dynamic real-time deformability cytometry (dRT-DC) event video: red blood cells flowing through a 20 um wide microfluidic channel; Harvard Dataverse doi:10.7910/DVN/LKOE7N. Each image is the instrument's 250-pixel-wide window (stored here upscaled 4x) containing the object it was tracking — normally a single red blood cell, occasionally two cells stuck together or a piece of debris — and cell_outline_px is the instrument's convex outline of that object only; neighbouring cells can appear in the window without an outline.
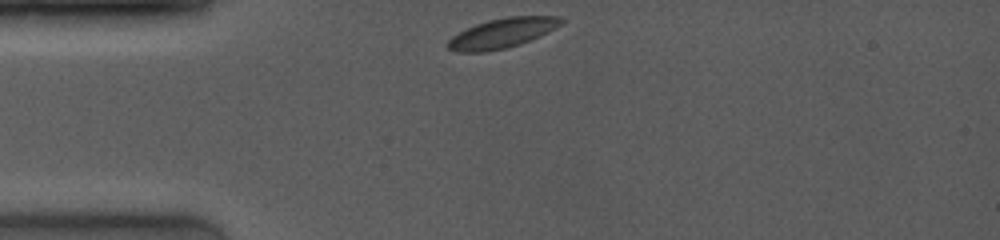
{"species": "common noctule bat (a hibernating species)", "species_latin": "Nyctalus noctula", "temperature_condition": "room temperature", "stored_images_in_passage": 40, "camera_frame_rate_fps": 4000, "um_per_image_px": 0.085, "animal": {"sex": "female", "body_mass_g": 19.0, "forearm_length_mm": 53.3}, "frame": {"image": 1, "passage_image": 1, "time_ms": 0.0, "image_size_px": [1000, 240], "cell_outline_px": [[564, 20], [560, 24], [548, 32], [540, 36], [520, 44], [508, 48], [484, 52], [456, 52], [448, 48], [444, 44], [452, 36], [476, 24], [488, 20], [508, 16], [564, 16]], "centroid_in_image_um": [42.68, 2.82], "position_along_channel_um": 42.3, "area_um2": 19.71}}
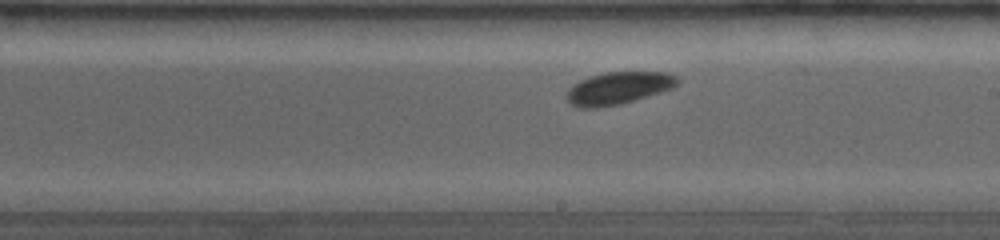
{"frame": {"image": 2, "passage_image": 22, "time_ms": 5.5, "image_size_px": [1000, 240], "cell_outline_px": [[680, 80], [672, 88], [636, 100], [620, 104], [596, 108], [580, 108], [572, 104], [568, 100], [568, 88], [572, 84], [588, 76], [604, 72], [668, 72], [676, 76]], "centroid_in_image_um": [52.56, 7.48], "position_along_channel_um": 236.4, "area_um2": 20.92}}
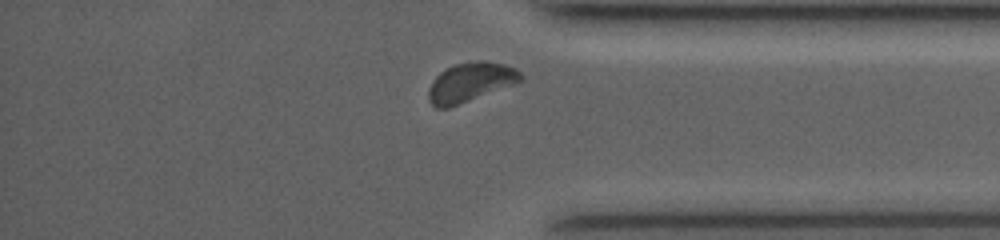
{"frame": {"image": 3, "passage_image": 37, "time_ms": 9.5, "image_size_px": [1000, 240], "cell_outline_px": [[524, 80], [448, 108], [436, 108], [428, 100], [428, 88], [432, 80], [440, 72], [456, 64], [476, 60], [484, 60], [504, 64], [516, 68], [524, 76]], "centroid_in_image_um": [39.98, 6.98], "position_along_channel_um": 395.2, "area_um2": 21.04}, "authors_computed_cell_mechanics": {"area_um2": 20.4323, "velocity_mm_per_s": 3.9674, "shape_relaxation_time_tau1_ms": 1.1889, "shape_relaxation_time_tau2_ms": null, "deformation_change_tau1": 0.0396, "deformation_change_tau2": null}}